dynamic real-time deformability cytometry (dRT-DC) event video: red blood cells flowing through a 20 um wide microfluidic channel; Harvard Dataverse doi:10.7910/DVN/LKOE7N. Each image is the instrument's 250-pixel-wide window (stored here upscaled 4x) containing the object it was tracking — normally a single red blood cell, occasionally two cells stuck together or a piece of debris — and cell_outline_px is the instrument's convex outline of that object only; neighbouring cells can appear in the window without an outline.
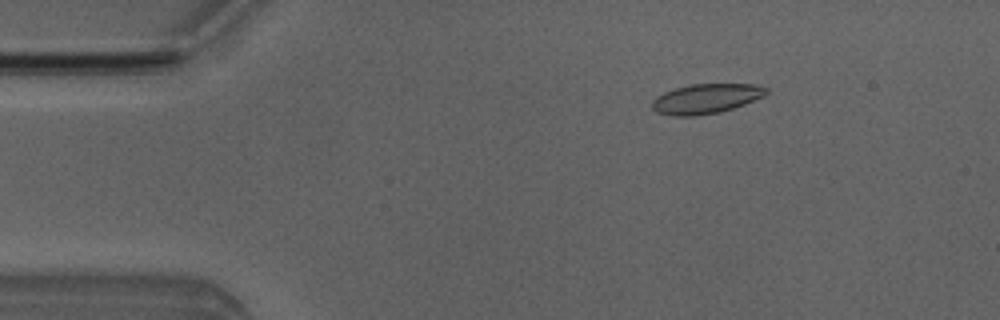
{"species": "Egyptian fruit bat (a non-hibernating species)", "species_latin": "Rousettus aegyptiacus", "temperature_condition": "room temperature", "stored_images_in_passage": 5, "camera_frame_rate_fps": 3000, "um_per_image_px": 0.085, "animal": {"sex": "male"}, "frame": {"image": 1, "passage_image": 2, "time_ms": 1.0, "image_size_px": [1000, 320], "cell_outline_px": [[768, 92], [764, 96], [744, 104], [720, 112], [692, 116], [672, 116], [656, 112], [652, 108], [652, 100], [656, 96], [664, 92], [676, 88], [692, 84], [752, 84], [768, 88]], "centroid_in_image_um": [59.99, 8.39], "position_along_channel_um": 25.0, "area_um2": 19.71}}